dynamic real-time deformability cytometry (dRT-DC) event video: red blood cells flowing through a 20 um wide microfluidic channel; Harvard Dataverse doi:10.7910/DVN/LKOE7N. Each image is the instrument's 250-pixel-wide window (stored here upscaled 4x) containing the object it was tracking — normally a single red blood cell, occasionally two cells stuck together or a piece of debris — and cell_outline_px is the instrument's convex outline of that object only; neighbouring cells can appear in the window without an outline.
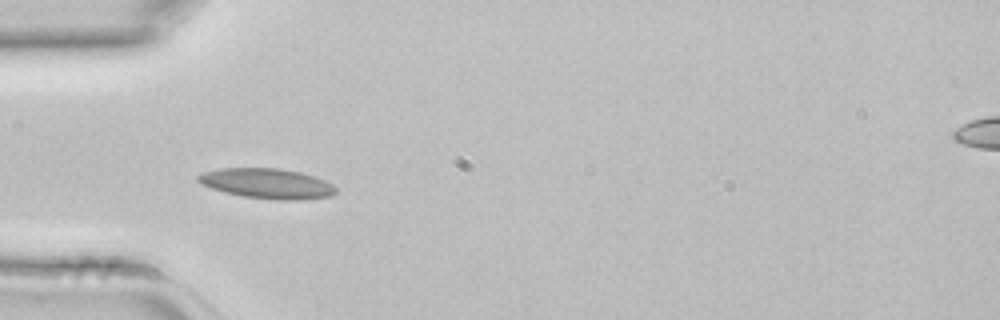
{"species": "common noctule bat (a hibernating species)", "species_latin": "Nyctalus noctula", "temperature_condition": "room temperature", "stored_images_in_passage": 6, "camera_frame_rate_fps": 3000, "um_per_image_px": 0.085, "animal": {"sex": "female", "body_mass_g": 22.7, "forearm_length_mm": 54.2}, "frame": {"image": 1, "passage_image": 4, "time_ms": 1.0, "image_size_px": [1000, 320], "cell_outline_px": [[336, 192], [328, 196], [304, 200], [280, 200], [244, 196], [224, 192], [212, 188], [196, 180], [196, 176], [204, 172], [220, 168], [280, 168], [300, 172], [316, 176], [332, 184], [336, 188]], "centroid_in_image_um": [22.72, 15.59], "position_along_channel_um": 62.3, "area_um2": 24.1}}